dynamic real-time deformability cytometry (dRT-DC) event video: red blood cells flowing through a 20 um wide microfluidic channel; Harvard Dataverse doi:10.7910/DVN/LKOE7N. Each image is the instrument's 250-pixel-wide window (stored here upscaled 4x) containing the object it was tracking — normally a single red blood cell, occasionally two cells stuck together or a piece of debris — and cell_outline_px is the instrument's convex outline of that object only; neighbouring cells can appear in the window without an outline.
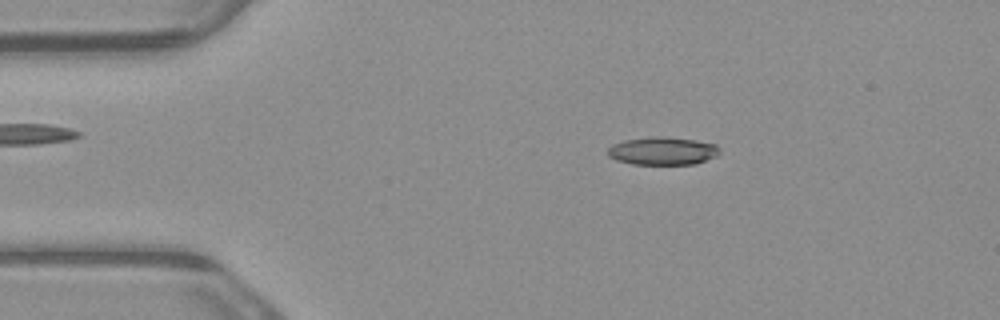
{"species": "common noctule bat (a hibernating species)", "species_latin": "Nyctalus noctula", "temperature_condition": "warm", "stored_images_in_passage": 5, "camera_frame_rate_fps": 3000, "um_per_image_px": 0.085, "animal": {"sex": "male", "body_mass_g": 23.1, "forearm_length_mm": 52.7}, "frame": {"image": 1, "passage_image": 2, "time_ms": 0.333, "image_size_px": [1000, 320], "cell_outline_px": [[720, 152], [716, 156], [696, 164], [632, 164], [616, 160], [608, 156], [608, 148], [612, 144], [624, 140], [652, 136], [664, 136], [696, 140], [716, 144], [720, 148]], "centroid_in_image_um": [56.33, 12.82], "position_along_channel_um": 28.7, "area_um2": 18.38}}
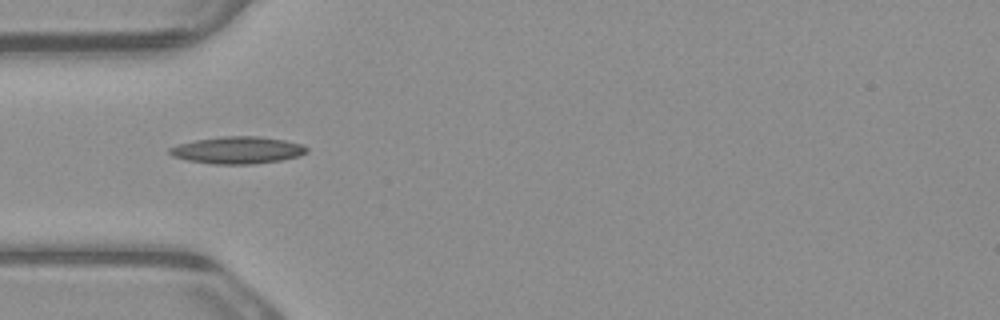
{"frame": {"image": 2, "passage_image": 4, "time_ms": 1.0, "image_size_px": [1000, 320], "cell_outline_px": [[308, 152], [300, 156], [280, 160], [252, 164], [212, 164], [188, 160], [172, 156], [168, 152], [168, 148], [176, 144], [196, 140], [224, 136], [256, 136], [284, 140], [304, 144], [308, 148]], "centroid_in_image_um": [20.2, 12.76], "position_along_channel_um": 64.8, "area_um2": 21.73}}
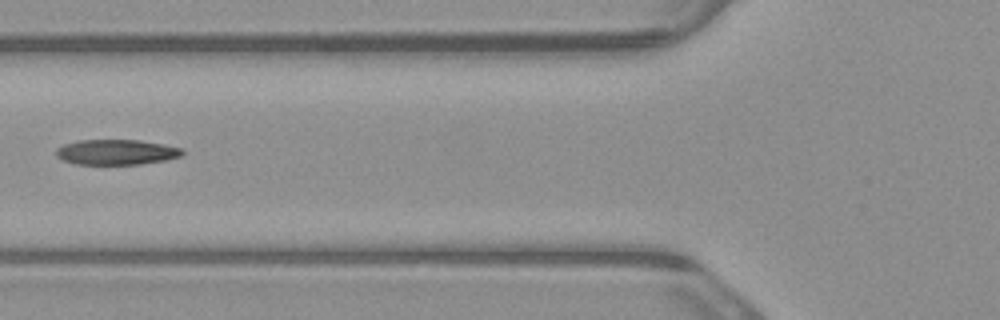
{"frame": {"image": 3, "passage_image": 5, "time_ms": 1.333, "image_size_px": [1000, 320], "cell_outline_px": [[184, 152], [180, 156], [164, 160], [140, 164], [76, 164], [64, 160], [56, 156], [56, 148], [64, 144], [76, 140], [140, 140], [164, 144], [180, 148]], "centroid_in_image_um": [9.86, 12.92], "position_along_channel_um": 115.9, "area_um2": 18.5}}